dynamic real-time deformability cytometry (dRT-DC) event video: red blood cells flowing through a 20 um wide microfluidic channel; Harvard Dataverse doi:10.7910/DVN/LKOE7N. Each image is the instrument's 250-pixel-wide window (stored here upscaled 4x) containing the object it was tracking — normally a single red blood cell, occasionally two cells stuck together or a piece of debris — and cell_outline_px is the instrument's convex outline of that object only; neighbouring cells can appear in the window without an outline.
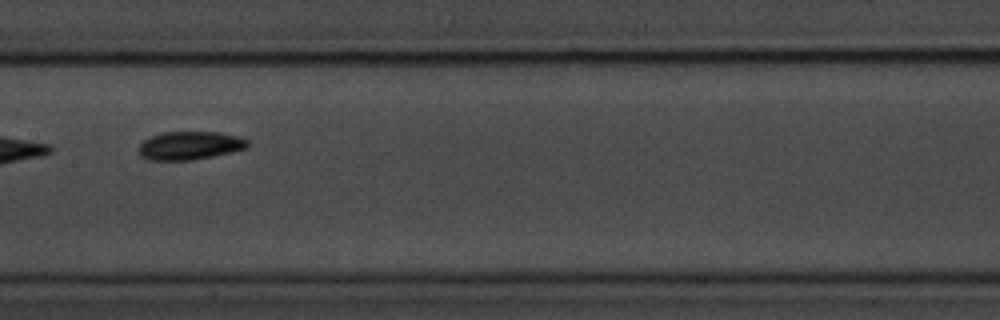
{"species": "common noctule bat (a hibernating species)", "species_latin": "Nyctalus noctula", "temperature_condition": "room temperature", "stored_images_in_passage": 14, "camera_frame_rate_fps": 3000, "um_per_image_px": 0.085, "animal": {"sex": "male", "body_mass_g": 20.1, "forearm_length_mm": 53.5}, "frame": {"image": 1, "passage_image": 8, "time_ms": 8.667, "image_size_px": [1000, 320], "cell_outline_px": [[248, 148], [212, 156], [192, 160], [148, 160], [140, 156], [136, 152], [136, 148], [144, 140], [152, 136], [164, 132], [220, 132], [240, 136], [248, 140]], "centroid_in_image_um": [16.1, 12.37], "position_along_channel_um": 191.3, "area_um2": 18.15}}
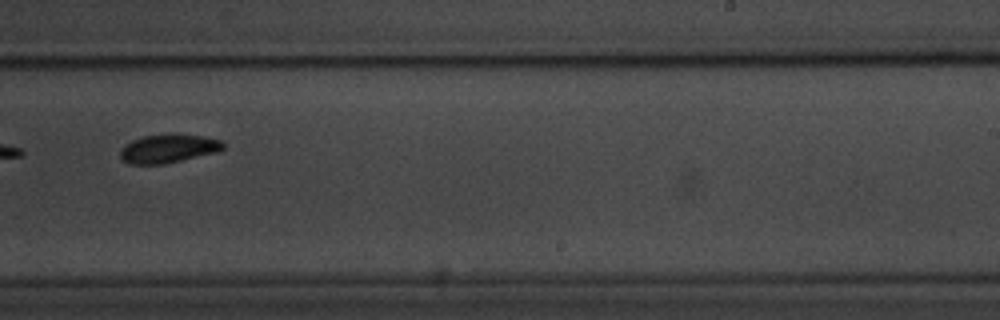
{"frame": {"image": 2, "passage_image": 10, "time_ms": 11.0, "image_size_px": [1000, 320], "cell_outline_px": [[224, 148], [220, 152], [164, 164], [128, 164], [120, 160], [120, 152], [124, 144], [132, 140], [144, 136], [168, 132], [172, 132], [204, 136], [220, 140], [224, 144]], "centroid_in_image_um": [14.31, 12.61], "position_along_channel_um": 274.7, "area_um2": 17.74}}